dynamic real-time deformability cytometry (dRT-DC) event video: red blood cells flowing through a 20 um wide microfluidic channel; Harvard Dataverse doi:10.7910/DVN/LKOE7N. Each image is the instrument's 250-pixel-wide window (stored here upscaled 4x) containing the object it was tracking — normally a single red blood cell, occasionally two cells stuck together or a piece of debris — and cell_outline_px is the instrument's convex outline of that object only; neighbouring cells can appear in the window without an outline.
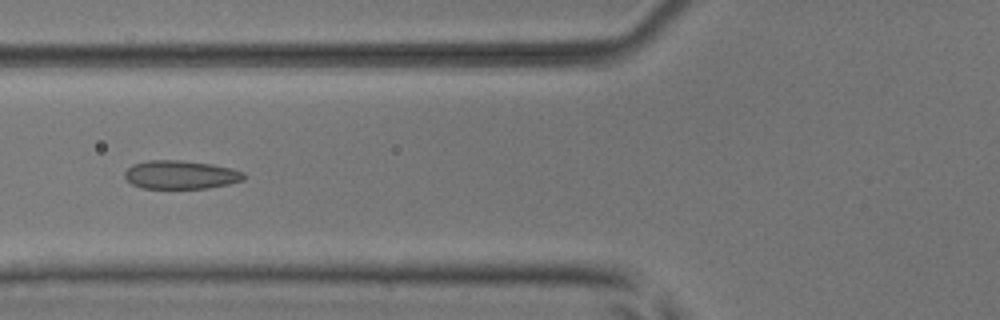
{"species": "common noctule bat (a hibernating species)", "species_latin": "Nyctalus noctula", "temperature_condition": "room temperature", "stored_images_in_passage": 2, "camera_frame_rate_fps": 3000, "um_per_image_px": 0.085, "animal": {"sex": "male", "body_mass_g": 17.9, "forearm_length_mm": 54.2}, "frame": {"image": 1, "passage_image": 2, "time_ms": 0.333, "image_size_px": [1000, 320], "cell_outline_px": [[244, 180], [228, 184], [208, 188], [140, 188], [132, 184], [124, 176], [124, 172], [132, 164], [148, 160], [180, 160], [212, 164], [232, 168], [244, 172]], "centroid_in_image_um": [15.35, 14.85], "position_along_channel_um": 110.5, "area_um2": 19.83}}